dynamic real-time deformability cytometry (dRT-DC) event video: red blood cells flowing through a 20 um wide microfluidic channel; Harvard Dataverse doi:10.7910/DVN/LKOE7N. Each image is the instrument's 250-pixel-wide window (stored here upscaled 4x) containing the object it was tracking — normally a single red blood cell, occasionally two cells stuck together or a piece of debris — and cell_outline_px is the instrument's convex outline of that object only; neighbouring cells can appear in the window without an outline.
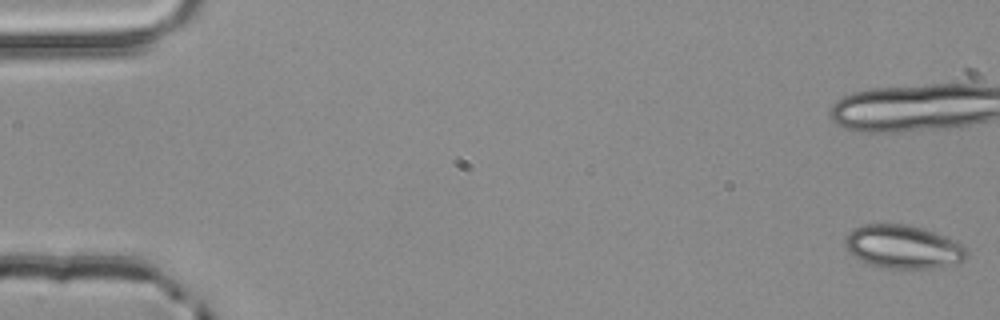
{"species": "common noctule bat (a hibernating species)", "species_latin": "Nyctalus noctula", "temperature_condition": "room temperature", "stored_images_in_passage": 4, "camera_frame_rate_fps": 3000, "um_per_image_px": 0.085, "animal": {"sex": "male", "body_mass_g": 20.4}, "frame": {"image": 1, "passage_image": 1, "time_ms": 0.0, "image_size_px": [1000, 320], "cell_outline_px": [[968, 260], [944, 268], [888, 268], [868, 264], [860, 260], [844, 244], [844, 240], [848, 232], [864, 224], [908, 224], [932, 232], [964, 244], [968, 252]], "centroid_in_image_um": [76.83, 21.0], "position_along_channel_um": 8.2, "area_um2": 30.81}}